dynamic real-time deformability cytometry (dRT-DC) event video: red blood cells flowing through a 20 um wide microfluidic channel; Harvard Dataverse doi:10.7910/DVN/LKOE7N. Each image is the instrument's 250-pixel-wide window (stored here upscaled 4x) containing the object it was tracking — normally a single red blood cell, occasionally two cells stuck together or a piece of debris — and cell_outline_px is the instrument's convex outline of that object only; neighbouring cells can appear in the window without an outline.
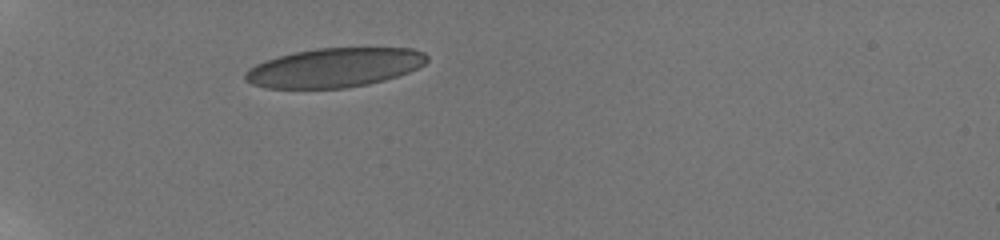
{"species": "human", "species_latin": "Homo sapiens", "temperature_condition": "room temperature", "stored_images_in_passage": 35, "camera_frame_rate_fps": 3000, "um_per_image_px": 0.085, "donor": {"sex": "male"}, "frame": {"image": 1, "passage_image": 1, "time_ms": 0.0, "image_size_px": [1000, 240], "cell_outline_px": [[428, 60], [424, 64], [408, 72], [384, 80], [368, 84], [344, 88], [264, 88], [252, 84], [244, 80], [244, 72], [256, 64], [264, 60], [296, 52], [316, 48], [412, 48], [424, 52], [428, 56]], "centroid_in_image_um": [28.41, 5.75], "position_along_channel_um": 56.6, "area_um2": 41.44}}
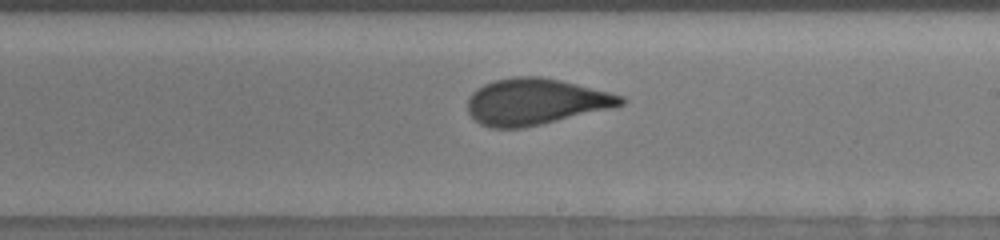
{"frame": {"image": 2, "passage_image": 17, "time_ms": 5.667, "image_size_px": [1000, 240], "cell_outline_px": [[624, 104], [612, 108], [540, 124], [520, 128], [492, 128], [480, 124], [468, 112], [468, 100], [472, 92], [476, 88], [484, 84], [496, 80], [512, 76], [540, 76], [560, 80], [624, 96]], "centroid_in_image_um": [45.49, 8.63], "position_along_channel_um": 243.5, "area_um2": 40.98}}
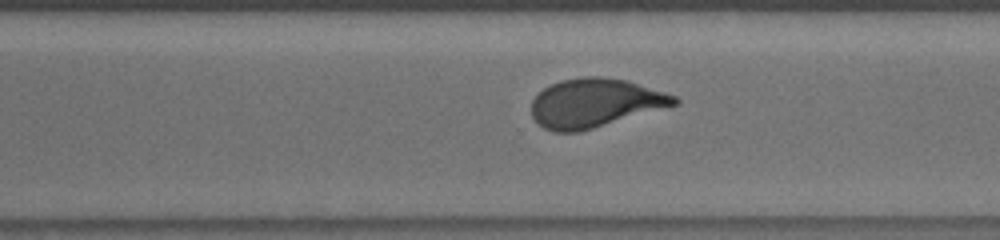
{"frame": {"image": 3, "passage_image": 22, "time_ms": 7.667, "image_size_px": [1000, 240], "cell_outline_px": [[680, 100], [676, 104], [592, 128], [576, 132], [552, 132], [544, 128], [532, 116], [532, 100], [544, 88], [560, 80], [584, 76], [600, 76], [628, 80], [676, 96]], "centroid_in_image_um": [50.54, 8.73], "position_along_channel_um": 320.1, "area_um2": 40.06}, "authors_computed_cell_mechanics": {"area_um2": 40.9802, "velocity_mm_per_s": 3.8426, "shape_relaxation_time_tau1_ms": 5.1286, "shape_relaxation_time_tau2_ms": 0.6308, "deformation_change_tau1": 0.1739, "deformation_change_tau2": 0.0821}}